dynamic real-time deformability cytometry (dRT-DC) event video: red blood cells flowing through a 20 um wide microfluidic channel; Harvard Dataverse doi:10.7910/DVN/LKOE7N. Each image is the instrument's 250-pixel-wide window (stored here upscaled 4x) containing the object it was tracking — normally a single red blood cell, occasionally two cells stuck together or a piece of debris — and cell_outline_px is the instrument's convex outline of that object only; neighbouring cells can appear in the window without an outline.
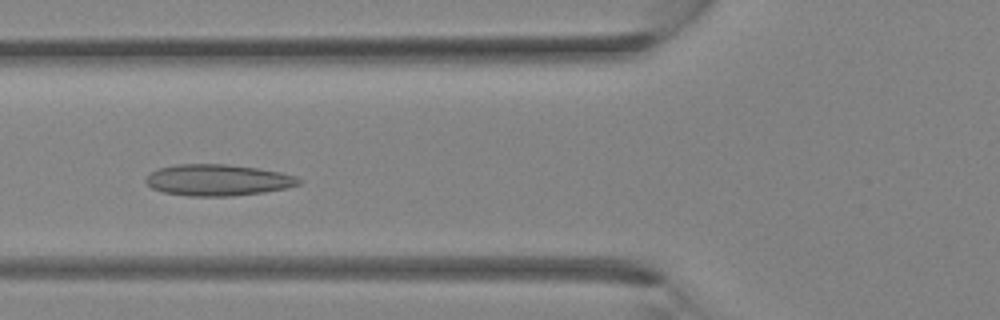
{"species": "Egyptian fruit bat (a non-hibernating species)", "species_latin": "Rousettus aegyptiacus", "temperature_condition": "room temperature", "stored_images_in_passage": 34, "camera_frame_rate_fps": 3000, "um_per_image_px": 0.085, "animal": {"sex": "female"}, "frame": {"image": 1, "passage_image": 13, "time_ms": 4.0, "image_size_px": [1000, 320], "cell_outline_px": [[304, 180], [300, 184], [284, 188], [264, 192], [232, 196], [188, 196], [164, 192], [152, 188], [144, 180], [156, 168], [176, 164], [228, 164], [256, 168], [280, 172], [296, 176]], "centroid_in_image_um": [18.52, 15.3], "position_along_channel_um": 107.3, "area_um2": 27.98}}
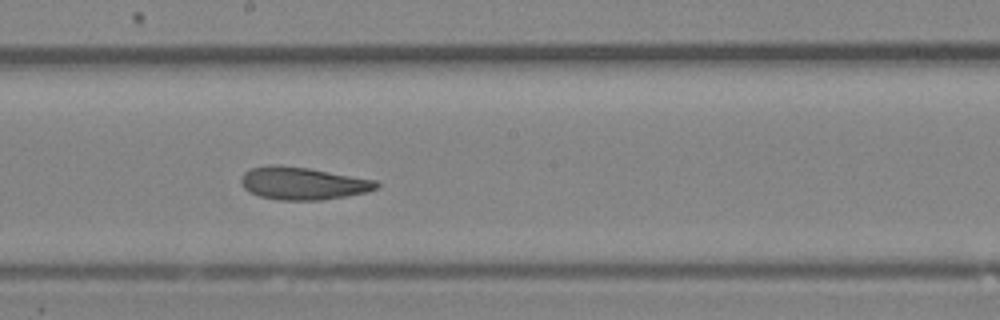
{"frame": {"image": 2, "passage_image": 19, "time_ms": 6.0, "image_size_px": [1000, 320], "cell_outline_px": [[380, 188], [368, 192], [320, 200], [280, 200], [260, 196], [248, 192], [240, 184], [240, 176], [244, 172], [252, 168], [268, 164], [280, 164], [308, 168], [376, 180], [380, 184]], "centroid_in_image_um": [25.71, 15.57], "position_along_channel_um": 222.5, "area_um2": 25.95}}
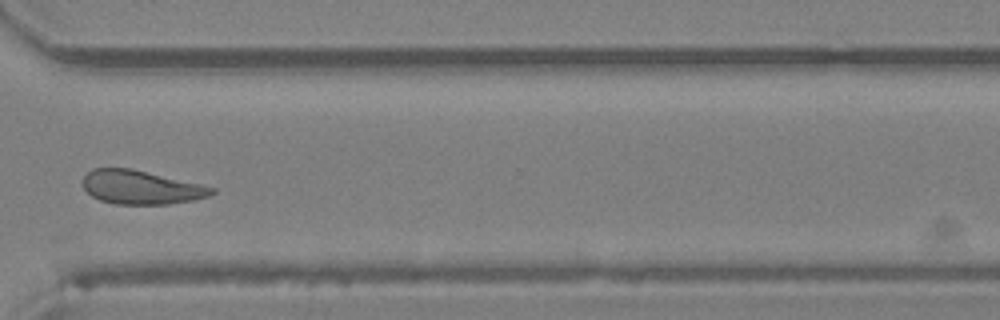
{"frame": {"image": 3, "passage_image": 26, "time_ms": 8.333, "image_size_px": [1000, 320], "cell_outline_px": [[216, 192], [208, 196], [192, 200], [168, 204], [116, 204], [100, 200], [92, 196], [84, 188], [84, 176], [92, 168], [132, 168], [200, 184], [216, 188]], "centroid_in_image_um": [11.99, 15.92], "position_along_channel_um": 358.6, "area_um2": 25.2}}